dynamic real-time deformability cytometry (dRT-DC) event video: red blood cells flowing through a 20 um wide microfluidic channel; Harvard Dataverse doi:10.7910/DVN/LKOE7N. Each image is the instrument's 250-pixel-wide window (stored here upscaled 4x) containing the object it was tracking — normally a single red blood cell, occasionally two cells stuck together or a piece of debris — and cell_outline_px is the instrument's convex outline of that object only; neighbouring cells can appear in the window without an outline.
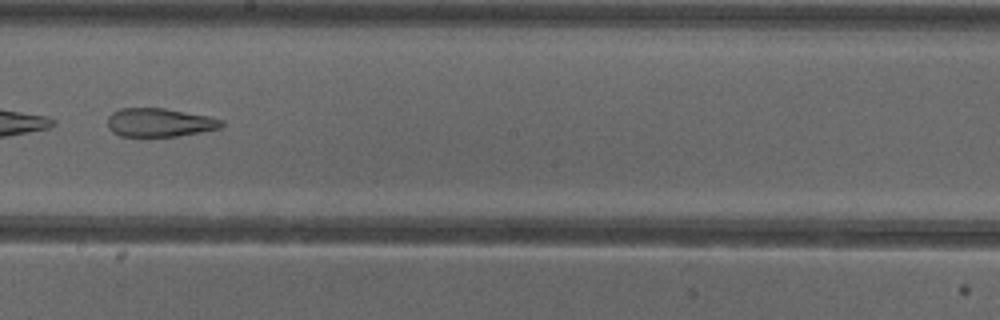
{"species": "common noctule bat (a hibernating species)", "species_latin": "Nyctalus noctula", "temperature_condition": "cold", "stored_images_in_passage": 52, "camera_frame_rate_fps": 3000, "um_per_image_px": 0.085, "animal": {"sex": "female"}, "frame": {"image": 1, "passage_image": 30, "time_ms": 9.667, "image_size_px": [1000, 320], "cell_outline_px": [[224, 124], [220, 128], [200, 132], [176, 136], [120, 136], [112, 132], [108, 128], [108, 116], [112, 112], [120, 108], [164, 108], [208, 116], [224, 120]], "centroid_in_image_um": [13.54, 10.41], "position_along_channel_um": 234.7, "area_um2": 18.96}}